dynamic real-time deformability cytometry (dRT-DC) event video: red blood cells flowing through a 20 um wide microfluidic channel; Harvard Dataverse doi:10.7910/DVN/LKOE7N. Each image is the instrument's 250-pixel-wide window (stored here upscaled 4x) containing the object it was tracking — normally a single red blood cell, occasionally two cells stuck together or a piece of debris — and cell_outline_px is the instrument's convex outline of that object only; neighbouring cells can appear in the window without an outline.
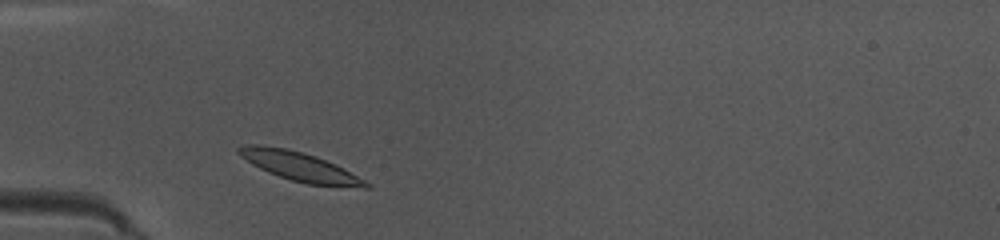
{"species": "common noctule bat (a hibernating species)", "species_latin": "Nyctalus noctula", "temperature_condition": "warm", "stored_images_in_passage": 35, "camera_frame_rate_fps": 3000, "um_per_image_px": 0.085, "animal": {"sex": "female", "body_mass_g": 10.0, "forearm_length_mm": 53.1}, "frame": {"image": 1, "passage_image": 1, "time_ms": 0.0, "image_size_px": [1000, 240], "cell_outline_px": [[372, 188], [364, 188], [308, 184], [292, 180], [268, 172], [252, 164], [240, 156], [236, 152], [236, 148], [244, 144], [256, 144], [288, 148], [304, 152], [316, 156], [372, 184]], "centroid_in_image_um": [25.41, 14.14], "position_along_channel_um": 59.6, "area_um2": 21.27}}
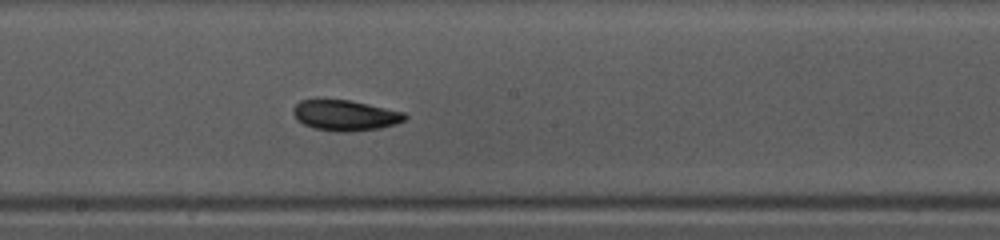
{"frame": {"image": 2, "passage_image": 13, "time_ms": 4.0, "image_size_px": [1000, 240], "cell_outline_px": [[408, 116], [404, 120], [396, 124], [380, 128], [352, 132], [336, 132], [312, 128], [296, 120], [292, 112], [292, 108], [300, 100], [348, 100], [368, 104], [404, 112]], "centroid_in_image_um": [29.32, 9.82], "position_along_channel_um": 218.9, "area_um2": 20.0}}
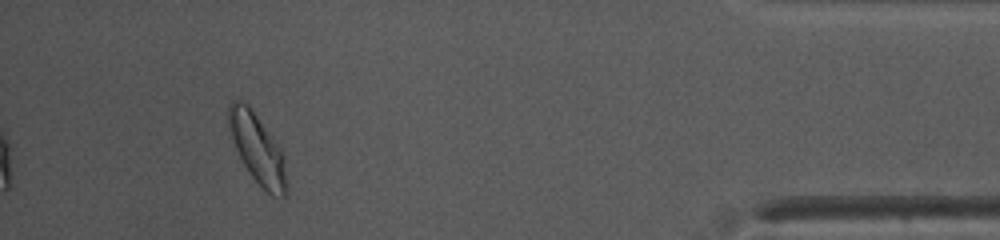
{"frame": {"image": 3, "passage_image": 31, "time_ms": 10.0, "image_size_px": [1000, 240], "cell_outline_px": [[288, 196], [280, 200], [272, 196], [252, 176], [244, 164], [236, 148], [228, 124], [228, 104], [232, 100], [240, 100], [248, 104], [252, 108], [280, 148], [284, 156], [288, 184]], "centroid_in_image_um": [21.93, 12.68], "position_along_channel_um": 413.3, "area_um2": 23.58}, "authors_computed_cell_mechanics": {"area_um2": 19.9988, "velocity_mm_per_s": 4.0971, "shape_relaxation_time_tau1_ms": 3.4122, "shape_relaxation_time_tau2_ms": 6.6383, "deformation_change_tau1": 0.1403, "deformation_change_tau2": 0.0829}}